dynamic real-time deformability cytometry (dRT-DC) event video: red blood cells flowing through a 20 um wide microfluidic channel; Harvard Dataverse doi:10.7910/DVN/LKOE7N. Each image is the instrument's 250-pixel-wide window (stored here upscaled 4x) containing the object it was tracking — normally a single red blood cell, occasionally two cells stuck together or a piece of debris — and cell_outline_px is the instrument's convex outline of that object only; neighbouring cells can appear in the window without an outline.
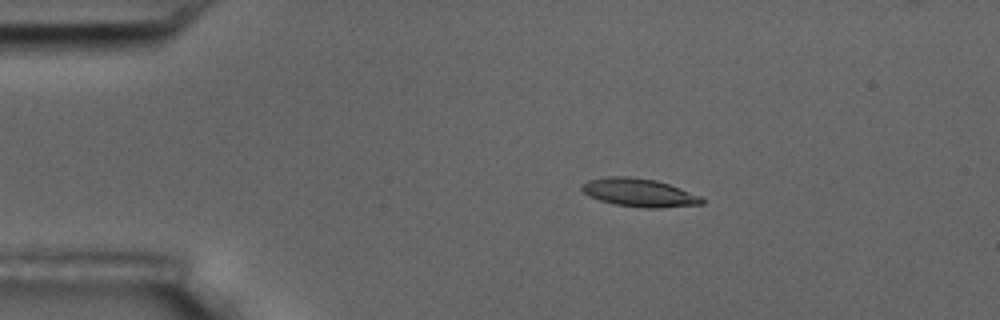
{"species": "common noctule bat (a hibernating species)", "species_latin": "Nyctalus noctula", "temperature_condition": "room temperature", "stored_images_in_passage": 5, "camera_frame_rate_fps": 3000, "um_per_image_px": 0.085, "animal": {"sex": "male", "body_mass_g": 17.5, "forearm_length_mm": 52.3}, "frame": {"image": 1, "passage_image": 2, "time_ms": 1.333, "image_size_px": [1000, 320], "cell_outline_px": [[704, 204], [660, 208], [644, 208], [616, 204], [600, 200], [588, 196], [580, 188], [588, 180], [608, 176], [628, 176], [656, 180], [668, 184], [700, 196], [704, 200]], "centroid_in_image_um": [54.32, 16.37], "position_along_channel_um": 30.7, "area_um2": 19.59}}
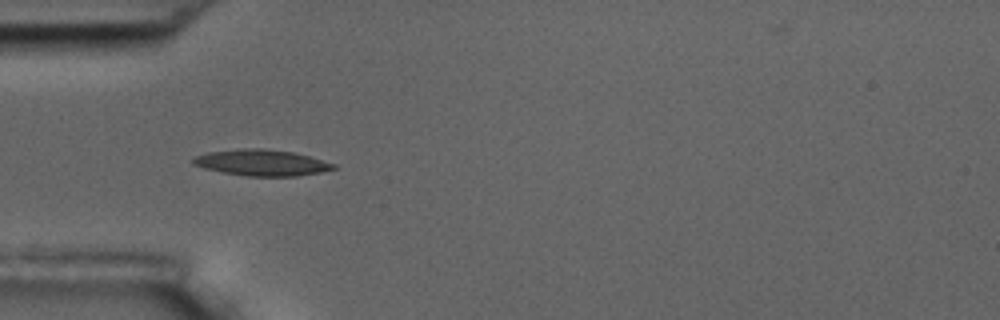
{"frame": {"image": 2, "passage_image": 4, "time_ms": 3.667, "image_size_px": [1000, 320], "cell_outline_px": [[336, 168], [320, 172], [296, 176], [248, 176], [224, 172], [204, 168], [192, 164], [192, 160], [196, 156], [208, 152], [240, 148], [264, 148], [292, 152], [308, 156], [336, 164]], "centroid_in_image_um": [22.23, 13.82], "position_along_channel_um": 62.8, "area_um2": 21.21}}